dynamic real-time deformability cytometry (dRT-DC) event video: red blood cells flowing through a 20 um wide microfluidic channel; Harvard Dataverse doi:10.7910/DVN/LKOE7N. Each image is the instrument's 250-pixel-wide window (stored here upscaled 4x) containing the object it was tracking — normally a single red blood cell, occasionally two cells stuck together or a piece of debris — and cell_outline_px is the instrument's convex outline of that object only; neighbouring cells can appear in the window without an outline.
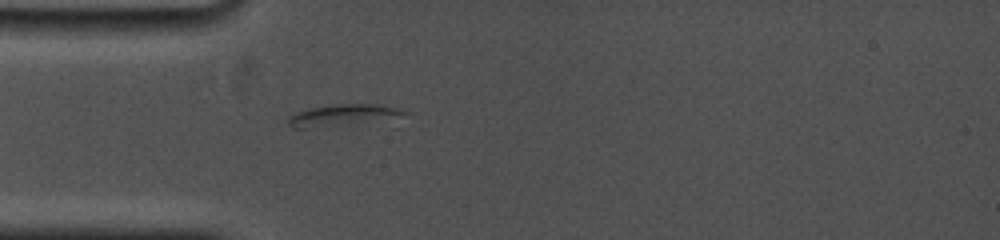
{"species": "common noctule bat (a hibernating species)", "species_latin": "Nyctalus noctula", "temperature_condition": "cold", "stored_images_in_passage": 31, "camera_frame_rate_fps": 5000, "um_per_image_px": 0.085, "animal": {"sex": "female", "body_mass_g": 19.0, "forearm_length_mm": 53.3}, "frame": {"image": 1, "passage_image": 1, "time_ms": 0.0, "image_size_px": [1000, 240], "cell_outline_px": [[408, 112], [400, 128], [292, 128], [288, 124], [288, 116], [296, 112], [308, 108], [332, 104], [380, 104], [400, 108]], "centroid_in_image_um": [29.64, 9.93], "position_along_channel_um": 55.4, "area_um2": 18.21}}
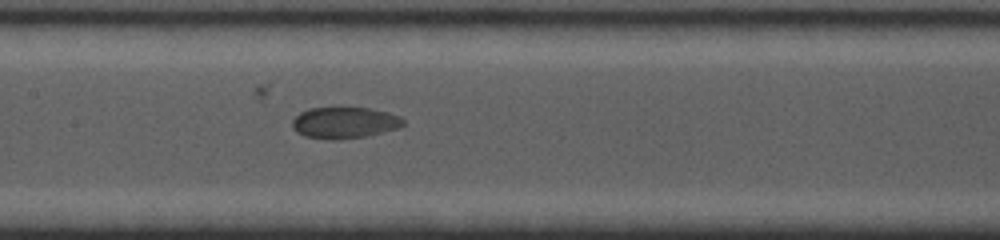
{"frame": {"image": 2, "passage_image": 9, "time_ms": 3.4, "image_size_px": [1000, 240], "cell_outline_px": [[404, 124], [400, 128], [368, 136], [336, 140], [328, 140], [304, 136], [296, 132], [292, 128], [292, 120], [300, 112], [308, 108], [340, 104], [368, 108], [388, 112], [400, 116], [404, 120]], "centroid_in_image_um": [29.26, 10.39], "position_along_channel_um": 178.1, "area_um2": 21.39}}
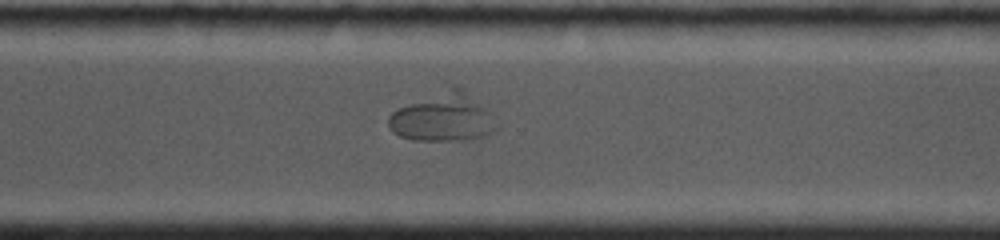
{"frame": {"image": 3, "passage_image": 20, "time_ms": 7.6, "image_size_px": [1000, 240], "cell_outline_px": [[500, 128], [496, 132], [484, 136], [460, 140], [412, 140], [400, 136], [392, 132], [388, 128], [388, 116], [392, 112], [444, 80], [448, 80], [460, 84], [500, 124]], "centroid_in_image_um": [37.63, 9.84], "position_along_channel_um": 333.0, "area_um2": 32.48}}